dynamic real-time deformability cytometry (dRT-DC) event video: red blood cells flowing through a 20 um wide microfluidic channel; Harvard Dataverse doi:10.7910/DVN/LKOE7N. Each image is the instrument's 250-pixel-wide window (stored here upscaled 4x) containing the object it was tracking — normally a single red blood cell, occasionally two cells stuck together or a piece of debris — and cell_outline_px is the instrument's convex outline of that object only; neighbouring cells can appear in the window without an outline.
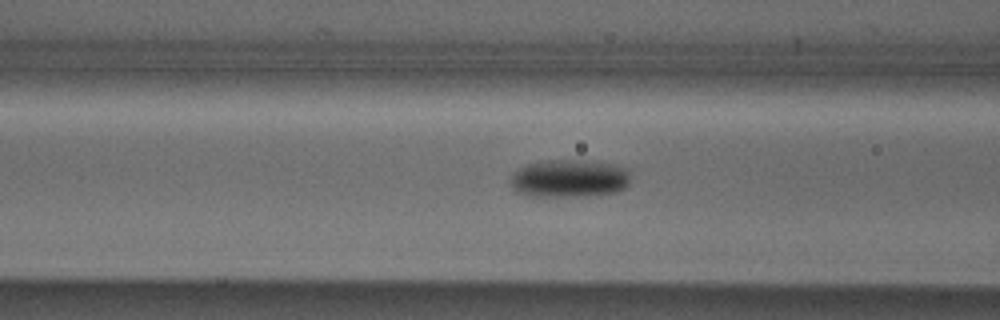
{"species": "Egyptian fruit bat (a non-hibernating species)", "species_latin": "Rousettus aegyptiacus", "temperature_condition": "cold", "stored_images_in_passage": 47, "camera_frame_rate_fps": 3000, "um_per_image_px": 0.085, "animal": {"sex": "male"}, "frame": {"image": 1, "passage_image": 20, "time_ms": 6.333, "image_size_px": [1000, 320], "cell_outline_px": [[628, 184], [624, 188], [616, 192], [588, 196], [532, 196], [516, 192], [512, 188], [512, 176], [520, 168], [528, 164], [548, 160], [584, 160], [612, 164], [628, 168]], "centroid_in_image_um": [48.41, 15.17], "position_along_channel_um": 118.2, "area_um2": 26.3}}
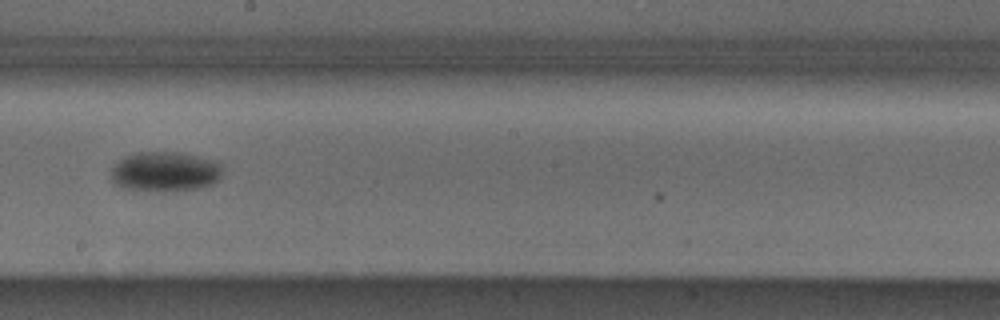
{"frame": {"image": 2, "passage_image": 29, "time_ms": 9.333, "image_size_px": [1000, 320], "cell_outline_px": [[224, 172], [212, 184], [200, 188], [164, 192], [156, 192], [120, 188], [112, 180], [112, 168], [124, 156], [140, 152], [180, 152], [216, 160], [224, 168]], "centroid_in_image_um": [14.05, 14.6], "position_along_channel_um": 234.1, "area_um2": 26.3}}
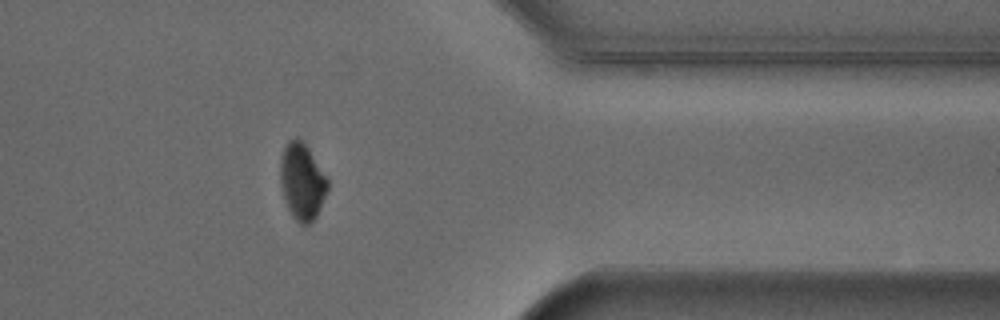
{"frame": {"image": 3, "passage_image": 42, "time_ms": 13.667, "image_size_px": [1000, 320], "cell_outline_px": [[328, 188], [320, 208], [316, 216], [308, 224], [300, 224], [292, 216], [288, 208], [284, 196], [280, 180], [280, 164], [284, 148], [288, 140], [296, 136], [300, 136], [304, 140], [328, 180]], "centroid_in_image_um": [25.67, 15.38], "position_along_channel_um": 385.7, "area_um2": 21.04}, "authors_computed_cell_mechanics": {"area_um2": 23.2356, "velocity_mm_per_s": 3.8764, "shape_relaxation_time_tau1_ms": 3.4528, "shape_relaxation_time_tau2_ms": null, "deformation_change_tau1": 0.1007, "deformation_change_tau2": null}}